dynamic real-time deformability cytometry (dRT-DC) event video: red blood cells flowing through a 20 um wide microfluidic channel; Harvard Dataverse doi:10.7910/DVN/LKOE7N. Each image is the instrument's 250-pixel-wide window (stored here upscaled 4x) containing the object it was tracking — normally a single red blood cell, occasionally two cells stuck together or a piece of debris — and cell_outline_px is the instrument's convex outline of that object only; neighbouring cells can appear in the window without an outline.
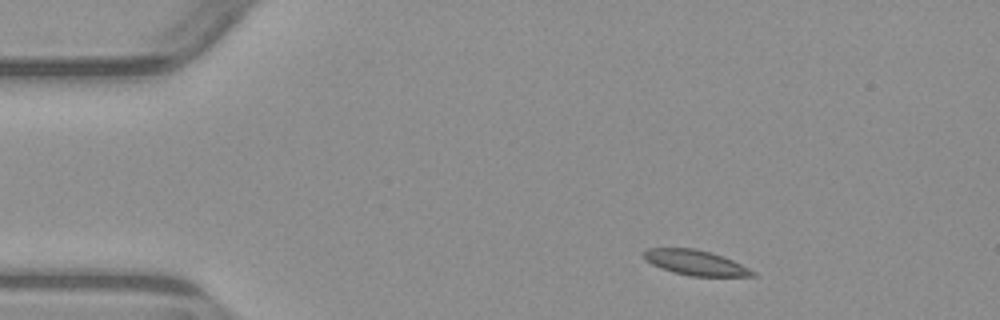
{"species": "common noctule bat (a hibernating species)", "species_latin": "Nyctalus noctula", "temperature_condition": "warm", "stored_images_in_passage": 3, "camera_frame_rate_fps": 3000, "um_per_image_px": 0.085, "animal": {"sex": "male", "body_mass_g": 23.1, "forearm_length_mm": 52.7}, "frame": {"image": 1, "passage_image": 1, "time_ms": 0.0, "image_size_px": [1000, 320], "cell_outline_px": [[756, 276], [692, 276], [672, 272], [652, 264], [644, 260], [640, 252], [648, 248], [696, 248], [732, 260], [756, 272]], "centroid_in_image_um": [59.04, 22.32], "position_along_channel_um": 26.0, "area_um2": 15.84}}